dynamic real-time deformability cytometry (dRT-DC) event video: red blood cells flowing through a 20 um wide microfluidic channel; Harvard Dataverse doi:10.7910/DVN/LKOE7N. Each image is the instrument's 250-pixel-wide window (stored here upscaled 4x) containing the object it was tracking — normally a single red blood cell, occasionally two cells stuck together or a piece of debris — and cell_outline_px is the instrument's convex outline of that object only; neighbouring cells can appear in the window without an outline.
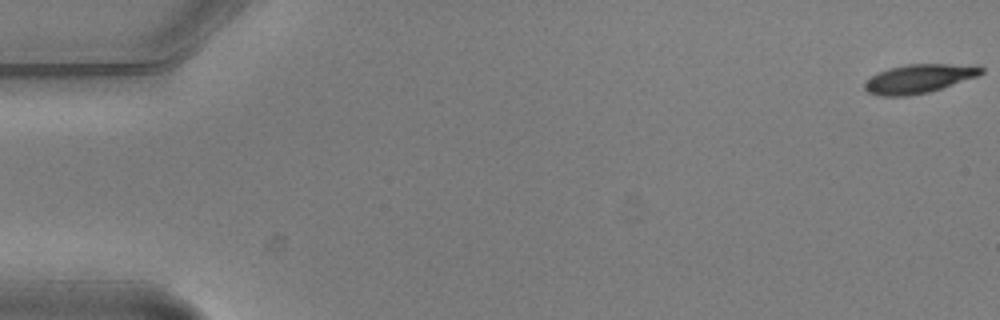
{"species": "common noctule bat (a hibernating species)", "species_latin": "Nyctalus noctula", "temperature_condition": "warm", "stored_images_in_passage": 6, "camera_frame_rate_fps": 3000, "um_per_image_px": 0.085, "animal": {"sex": "male", "body_mass_g": 20.5, "forearm_length_mm": 52.5}, "frame": {"image": 1, "passage_image": 1, "time_ms": 0.0, "image_size_px": [1000, 320], "cell_outline_px": [[984, 72], [976, 76], [928, 92], [908, 96], [880, 96], [868, 92], [864, 88], [864, 84], [872, 76], [888, 68], [908, 64], [948, 64], [984, 68]], "centroid_in_image_um": [78.04, 6.7], "position_along_channel_um": 7.0, "area_um2": 19.02}}
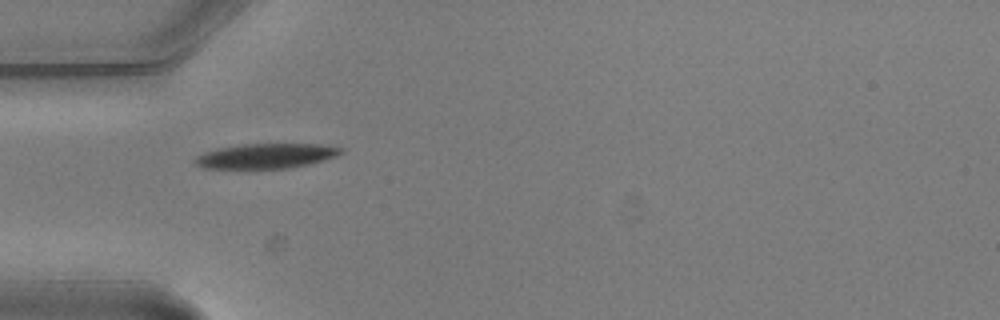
{"frame": {"image": 2, "passage_image": 5, "time_ms": 1.333, "image_size_px": [1000, 320], "cell_outline_px": [[344, 152], [336, 156], [324, 160], [308, 164], [288, 168], [204, 168], [196, 164], [192, 160], [196, 156], [204, 152], [220, 148], [244, 144], [320, 144], [340, 148]], "centroid_in_image_um": [22.6, 13.25], "position_along_channel_um": 62.4, "area_um2": 20.92}}
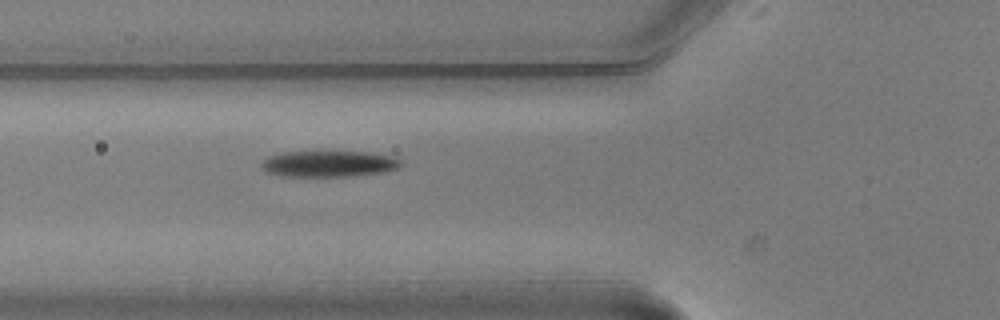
{"frame": {"image": 3, "passage_image": 6, "time_ms": 1.667, "image_size_px": [1000, 320], "cell_outline_px": [[404, 164], [388, 172], [352, 176], [284, 176], [268, 172], [260, 164], [268, 156], [284, 152], [368, 152], [388, 156], [404, 160]], "centroid_in_image_um": [28.01, 13.93], "position_along_channel_um": 97.8, "area_um2": 21.15}}